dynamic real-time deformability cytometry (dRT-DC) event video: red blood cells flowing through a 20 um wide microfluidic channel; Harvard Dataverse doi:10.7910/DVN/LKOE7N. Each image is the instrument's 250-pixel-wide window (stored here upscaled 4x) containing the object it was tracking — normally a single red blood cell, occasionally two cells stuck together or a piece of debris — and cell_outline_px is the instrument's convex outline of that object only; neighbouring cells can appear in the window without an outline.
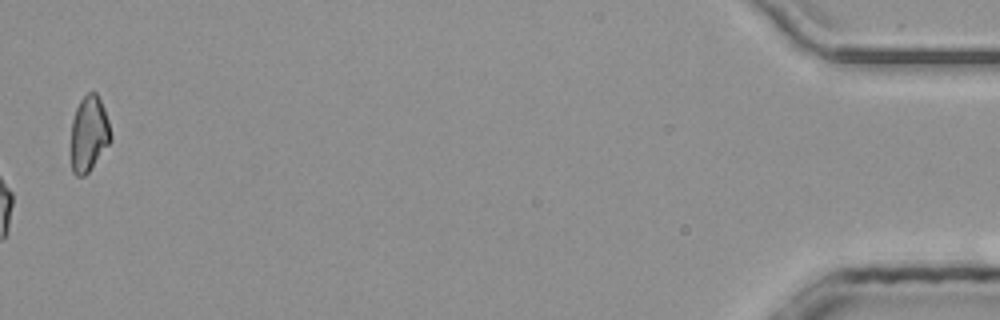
{"species": "common noctule bat (a hibernating species)", "species_latin": "Nyctalus noctula", "temperature_condition": "room temperature", "stored_images_in_passage": 41, "camera_frame_rate_fps": 3000, "um_per_image_px": 0.085, "animal": {"sex": "male", "body_mass_g": 20.4}, "frame": {"image": 1, "passage_image": 41, "time_ms": 13.333, "image_size_px": [1000, 320], "cell_outline_px": [[112, 140], [88, 172], [84, 176], [76, 176], [72, 172], [72, 120], [76, 108], [80, 100], [88, 92], [96, 92], [104, 108], [108, 120], [112, 136]], "centroid_in_image_um": [7.57, 11.36], "position_along_channel_um": 427.6, "area_um2": 17.34}, "authors_computed_cell_mechanics": {"area_um2": 18.9006, "velocity_mm_per_s": 4.1816, "shape_relaxation_time_tau1_ms": null, "shape_relaxation_time_tau2_ms": 3.2721, "deformation_change_tau1": null, "deformation_change_tau2": 0.1008}}